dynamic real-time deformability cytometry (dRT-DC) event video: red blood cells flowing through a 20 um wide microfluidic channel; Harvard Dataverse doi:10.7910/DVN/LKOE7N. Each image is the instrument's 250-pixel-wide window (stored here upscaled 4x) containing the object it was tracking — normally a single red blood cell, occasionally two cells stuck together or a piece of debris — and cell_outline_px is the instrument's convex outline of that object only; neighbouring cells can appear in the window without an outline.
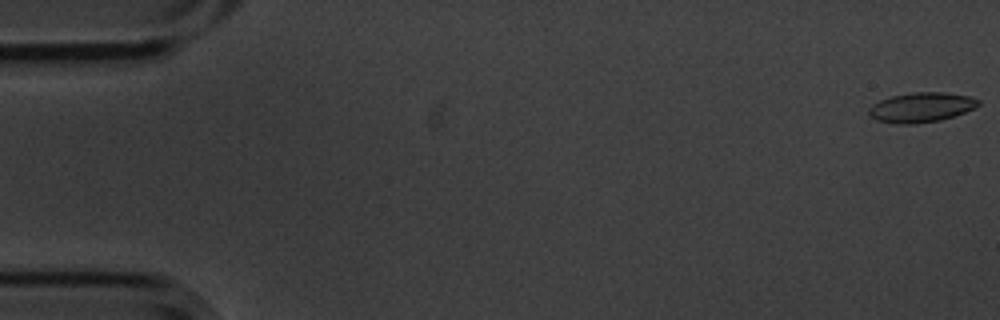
{"species": "common noctule bat (a hibernating species)", "species_latin": "Nyctalus noctula", "temperature_condition": "cold", "stored_images_in_passage": 4, "camera_frame_rate_fps": 3000, "um_per_image_px": 0.085, "animal": {"sex": "male", "body_mass_g": 20.1, "forearm_length_mm": 53.5}, "frame": {"image": 1, "passage_image": 1, "time_ms": 0.0, "image_size_px": [1000, 320], "cell_outline_px": [[980, 104], [964, 112], [940, 120], [916, 124], [896, 124], [876, 120], [868, 112], [868, 108], [872, 104], [880, 100], [892, 96], [916, 92], [940, 92], [968, 96], [980, 100]], "centroid_in_image_um": [78.27, 9.13], "position_along_channel_um": 6.7, "area_um2": 18.79}}
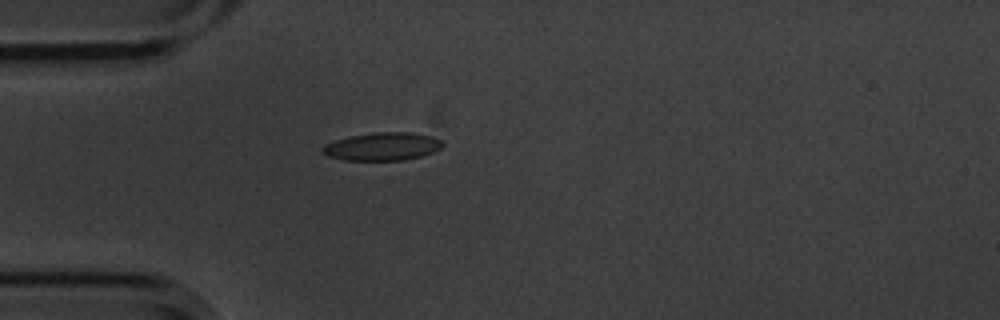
{"frame": {"image": 2, "passage_image": 4, "time_ms": 1.0, "image_size_px": [1000, 320], "cell_outline_px": [[444, 144], [440, 148], [432, 152], [420, 156], [404, 160], [344, 160], [328, 156], [320, 152], [320, 148], [324, 144], [336, 140], [352, 136], [376, 132], [408, 132], [428, 136], [440, 140]], "centroid_in_image_um": [32.44, 12.46], "position_along_channel_um": 52.6, "area_um2": 19.36}}